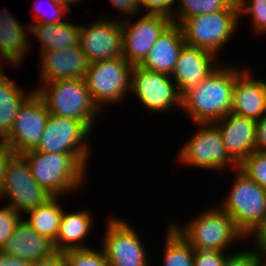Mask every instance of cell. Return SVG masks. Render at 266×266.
Segmentation results:
<instances>
[{"label": "cell", "instance_id": "ab89813d", "mask_svg": "<svg viewBox=\"0 0 266 266\" xmlns=\"http://www.w3.org/2000/svg\"><path fill=\"white\" fill-rule=\"evenodd\" d=\"M256 151L266 153V114L257 121Z\"/></svg>", "mask_w": 266, "mask_h": 266}, {"label": "cell", "instance_id": "ffe728a7", "mask_svg": "<svg viewBox=\"0 0 266 266\" xmlns=\"http://www.w3.org/2000/svg\"><path fill=\"white\" fill-rule=\"evenodd\" d=\"M247 68L235 81L231 112L260 120L266 114V82Z\"/></svg>", "mask_w": 266, "mask_h": 266}, {"label": "cell", "instance_id": "4316f807", "mask_svg": "<svg viewBox=\"0 0 266 266\" xmlns=\"http://www.w3.org/2000/svg\"><path fill=\"white\" fill-rule=\"evenodd\" d=\"M162 266H194L193 247L170 224L165 234Z\"/></svg>", "mask_w": 266, "mask_h": 266}, {"label": "cell", "instance_id": "7bdbcfd3", "mask_svg": "<svg viewBox=\"0 0 266 266\" xmlns=\"http://www.w3.org/2000/svg\"><path fill=\"white\" fill-rule=\"evenodd\" d=\"M59 5H62L65 7L68 11H71L70 5H73L74 3H79L80 0H54Z\"/></svg>", "mask_w": 266, "mask_h": 266}, {"label": "cell", "instance_id": "8fae6325", "mask_svg": "<svg viewBox=\"0 0 266 266\" xmlns=\"http://www.w3.org/2000/svg\"><path fill=\"white\" fill-rule=\"evenodd\" d=\"M171 75L133 66L130 91L149 112H167L171 107L182 108V96ZM174 105V106H173Z\"/></svg>", "mask_w": 266, "mask_h": 266}, {"label": "cell", "instance_id": "60d3db41", "mask_svg": "<svg viewBox=\"0 0 266 266\" xmlns=\"http://www.w3.org/2000/svg\"><path fill=\"white\" fill-rule=\"evenodd\" d=\"M32 263L21 258L8 255L0 250V266H31Z\"/></svg>", "mask_w": 266, "mask_h": 266}, {"label": "cell", "instance_id": "9a60e30c", "mask_svg": "<svg viewBox=\"0 0 266 266\" xmlns=\"http://www.w3.org/2000/svg\"><path fill=\"white\" fill-rule=\"evenodd\" d=\"M104 17L80 25L79 45L89 63L123 56L121 20Z\"/></svg>", "mask_w": 266, "mask_h": 266}, {"label": "cell", "instance_id": "7c38bea8", "mask_svg": "<svg viewBox=\"0 0 266 266\" xmlns=\"http://www.w3.org/2000/svg\"><path fill=\"white\" fill-rule=\"evenodd\" d=\"M103 252L111 266H149L141 238L126 220L109 217Z\"/></svg>", "mask_w": 266, "mask_h": 266}, {"label": "cell", "instance_id": "f6af8a7d", "mask_svg": "<svg viewBox=\"0 0 266 266\" xmlns=\"http://www.w3.org/2000/svg\"><path fill=\"white\" fill-rule=\"evenodd\" d=\"M4 142V138L0 135V145Z\"/></svg>", "mask_w": 266, "mask_h": 266}, {"label": "cell", "instance_id": "8d00e7d4", "mask_svg": "<svg viewBox=\"0 0 266 266\" xmlns=\"http://www.w3.org/2000/svg\"><path fill=\"white\" fill-rule=\"evenodd\" d=\"M250 236L255 237L253 248L259 252L266 251V215L245 238L248 239Z\"/></svg>", "mask_w": 266, "mask_h": 266}, {"label": "cell", "instance_id": "d6986e66", "mask_svg": "<svg viewBox=\"0 0 266 266\" xmlns=\"http://www.w3.org/2000/svg\"><path fill=\"white\" fill-rule=\"evenodd\" d=\"M1 251L31 263L51 258L57 253L54 242L37 233L24 218L17 224Z\"/></svg>", "mask_w": 266, "mask_h": 266}, {"label": "cell", "instance_id": "d4e9b609", "mask_svg": "<svg viewBox=\"0 0 266 266\" xmlns=\"http://www.w3.org/2000/svg\"><path fill=\"white\" fill-rule=\"evenodd\" d=\"M2 68L0 66V135L5 139L12 130L20 105L30 94L9 79Z\"/></svg>", "mask_w": 266, "mask_h": 266}, {"label": "cell", "instance_id": "f35d334b", "mask_svg": "<svg viewBox=\"0 0 266 266\" xmlns=\"http://www.w3.org/2000/svg\"><path fill=\"white\" fill-rule=\"evenodd\" d=\"M15 154L12 147L5 141L0 145V187L4 180L6 167L10 158Z\"/></svg>", "mask_w": 266, "mask_h": 266}, {"label": "cell", "instance_id": "603a6c76", "mask_svg": "<svg viewBox=\"0 0 266 266\" xmlns=\"http://www.w3.org/2000/svg\"><path fill=\"white\" fill-rule=\"evenodd\" d=\"M93 215L88 210L76 212H63L57 238L54 246L57 252L62 253L69 249L89 248L82 244L90 234L93 226Z\"/></svg>", "mask_w": 266, "mask_h": 266}, {"label": "cell", "instance_id": "277c9868", "mask_svg": "<svg viewBox=\"0 0 266 266\" xmlns=\"http://www.w3.org/2000/svg\"><path fill=\"white\" fill-rule=\"evenodd\" d=\"M217 205L200 212L182 228L170 223L194 250L227 251L231 243L244 240L232 218Z\"/></svg>", "mask_w": 266, "mask_h": 266}, {"label": "cell", "instance_id": "4fadbf2b", "mask_svg": "<svg viewBox=\"0 0 266 266\" xmlns=\"http://www.w3.org/2000/svg\"><path fill=\"white\" fill-rule=\"evenodd\" d=\"M29 93L18 109L10 134L4 139L17 154L37 146L50 115L43 98L36 91Z\"/></svg>", "mask_w": 266, "mask_h": 266}, {"label": "cell", "instance_id": "4dcf8cb0", "mask_svg": "<svg viewBox=\"0 0 266 266\" xmlns=\"http://www.w3.org/2000/svg\"><path fill=\"white\" fill-rule=\"evenodd\" d=\"M239 17L249 14L254 32L266 34V0H236ZM243 13V14H242Z\"/></svg>", "mask_w": 266, "mask_h": 266}, {"label": "cell", "instance_id": "6da1fadb", "mask_svg": "<svg viewBox=\"0 0 266 266\" xmlns=\"http://www.w3.org/2000/svg\"><path fill=\"white\" fill-rule=\"evenodd\" d=\"M221 65L182 96L181 109L194 124L215 123L231 113L235 81L245 70L225 63Z\"/></svg>", "mask_w": 266, "mask_h": 266}, {"label": "cell", "instance_id": "1f68e13d", "mask_svg": "<svg viewBox=\"0 0 266 266\" xmlns=\"http://www.w3.org/2000/svg\"><path fill=\"white\" fill-rule=\"evenodd\" d=\"M0 208V250L12 236L15 227L23 218L20 213L11 206L4 204Z\"/></svg>", "mask_w": 266, "mask_h": 266}, {"label": "cell", "instance_id": "d590c367", "mask_svg": "<svg viewBox=\"0 0 266 266\" xmlns=\"http://www.w3.org/2000/svg\"><path fill=\"white\" fill-rule=\"evenodd\" d=\"M138 3L140 8L143 6L147 10V14L164 15L173 20L175 0H138Z\"/></svg>", "mask_w": 266, "mask_h": 266}, {"label": "cell", "instance_id": "9c48e42d", "mask_svg": "<svg viewBox=\"0 0 266 266\" xmlns=\"http://www.w3.org/2000/svg\"><path fill=\"white\" fill-rule=\"evenodd\" d=\"M90 132L81 121L50 114L40 141L33 150L74 154L87 167L91 151L88 143Z\"/></svg>", "mask_w": 266, "mask_h": 266}, {"label": "cell", "instance_id": "7402d4cb", "mask_svg": "<svg viewBox=\"0 0 266 266\" xmlns=\"http://www.w3.org/2000/svg\"><path fill=\"white\" fill-rule=\"evenodd\" d=\"M23 27L22 23L20 24L8 11L0 13V62L3 58L4 62L14 67L24 62L30 51V39L27 35L30 34V28L29 25ZM2 65L1 62L0 66Z\"/></svg>", "mask_w": 266, "mask_h": 266}, {"label": "cell", "instance_id": "3957f363", "mask_svg": "<svg viewBox=\"0 0 266 266\" xmlns=\"http://www.w3.org/2000/svg\"><path fill=\"white\" fill-rule=\"evenodd\" d=\"M41 85L35 91L43 98L50 114L81 121L93 130L101 110L91 99L84 79H63Z\"/></svg>", "mask_w": 266, "mask_h": 266}, {"label": "cell", "instance_id": "ba28073f", "mask_svg": "<svg viewBox=\"0 0 266 266\" xmlns=\"http://www.w3.org/2000/svg\"><path fill=\"white\" fill-rule=\"evenodd\" d=\"M196 126L198 130L178 151L180 163L205 170H226L230 166L237 169L238 164L227 153L218 127L214 123H198Z\"/></svg>", "mask_w": 266, "mask_h": 266}, {"label": "cell", "instance_id": "f546056e", "mask_svg": "<svg viewBox=\"0 0 266 266\" xmlns=\"http://www.w3.org/2000/svg\"><path fill=\"white\" fill-rule=\"evenodd\" d=\"M238 169L266 190V153L254 151Z\"/></svg>", "mask_w": 266, "mask_h": 266}, {"label": "cell", "instance_id": "44dd1931", "mask_svg": "<svg viewBox=\"0 0 266 266\" xmlns=\"http://www.w3.org/2000/svg\"><path fill=\"white\" fill-rule=\"evenodd\" d=\"M185 44L181 26L172 23L160 35L139 66L150 71L171 75Z\"/></svg>", "mask_w": 266, "mask_h": 266}, {"label": "cell", "instance_id": "8992f818", "mask_svg": "<svg viewBox=\"0 0 266 266\" xmlns=\"http://www.w3.org/2000/svg\"><path fill=\"white\" fill-rule=\"evenodd\" d=\"M235 172L233 186L220 208L246 237L266 215V190L238 168Z\"/></svg>", "mask_w": 266, "mask_h": 266}, {"label": "cell", "instance_id": "83f0119b", "mask_svg": "<svg viewBox=\"0 0 266 266\" xmlns=\"http://www.w3.org/2000/svg\"><path fill=\"white\" fill-rule=\"evenodd\" d=\"M234 1L235 0H175V3L178 2V7L176 9L177 12L173 15V23L180 25L188 17L224 11Z\"/></svg>", "mask_w": 266, "mask_h": 266}, {"label": "cell", "instance_id": "e0dca14e", "mask_svg": "<svg viewBox=\"0 0 266 266\" xmlns=\"http://www.w3.org/2000/svg\"><path fill=\"white\" fill-rule=\"evenodd\" d=\"M216 57L208 50L187 44L183 46L171 74L181 96L191 88L198 86L220 65L215 63Z\"/></svg>", "mask_w": 266, "mask_h": 266}, {"label": "cell", "instance_id": "2e32d148", "mask_svg": "<svg viewBox=\"0 0 266 266\" xmlns=\"http://www.w3.org/2000/svg\"><path fill=\"white\" fill-rule=\"evenodd\" d=\"M214 124L227 153L238 165L256 151L257 120L231 112Z\"/></svg>", "mask_w": 266, "mask_h": 266}, {"label": "cell", "instance_id": "74e56055", "mask_svg": "<svg viewBox=\"0 0 266 266\" xmlns=\"http://www.w3.org/2000/svg\"><path fill=\"white\" fill-rule=\"evenodd\" d=\"M109 2L115 9H118L124 15L126 14L127 18L132 17L133 19L141 11L138 0H109Z\"/></svg>", "mask_w": 266, "mask_h": 266}, {"label": "cell", "instance_id": "30bf717a", "mask_svg": "<svg viewBox=\"0 0 266 266\" xmlns=\"http://www.w3.org/2000/svg\"><path fill=\"white\" fill-rule=\"evenodd\" d=\"M0 196L9 198L11 202L7 205L20 214H26L53 197L34 179L25 156L17 153L8 161Z\"/></svg>", "mask_w": 266, "mask_h": 266}, {"label": "cell", "instance_id": "f1b7e54d", "mask_svg": "<svg viewBox=\"0 0 266 266\" xmlns=\"http://www.w3.org/2000/svg\"><path fill=\"white\" fill-rule=\"evenodd\" d=\"M66 266H111L103 250L94 248L69 249L62 252Z\"/></svg>", "mask_w": 266, "mask_h": 266}, {"label": "cell", "instance_id": "ee69618b", "mask_svg": "<svg viewBox=\"0 0 266 266\" xmlns=\"http://www.w3.org/2000/svg\"><path fill=\"white\" fill-rule=\"evenodd\" d=\"M260 255H261V260H262L261 261V266H266V251L260 252Z\"/></svg>", "mask_w": 266, "mask_h": 266}, {"label": "cell", "instance_id": "5b68a950", "mask_svg": "<svg viewBox=\"0 0 266 266\" xmlns=\"http://www.w3.org/2000/svg\"><path fill=\"white\" fill-rule=\"evenodd\" d=\"M240 19L235 0L224 11L188 17L180 26L187 45L208 50L218 57L234 36Z\"/></svg>", "mask_w": 266, "mask_h": 266}, {"label": "cell", "instance_id": "7a4b0ae2", "mask_svg": "<svg viewBox=\"0 0 266 266\" xmlns=\"http://www.w3.org/2000/svg\"><path fill=\"white\" fill-rule=\"evenodd\" d=\"M38 184L52 196L82 188L87 168L74 154L29 150L23 153ZM83 182V183H82Z\"/></svg>", "mask_w": 266, "mask_h": 266}, {"label": "cell", "instance_id": "836d02e7", "mask_svg": "<svg viewBox=\"0 0 266 266\" xmlns=\"http://www.w3.org/2000/svg\"><path fill=\"white\" fill-rule=\"evenodd\" d=\"M261 255L255 248L228 254L224 266H261Z\"/></svg>", "mask_w": 266, "mask_h": 266}, {"label": "cell", "instance_id": "5bb4252c", "mask_svg": "<svg viewBox=\"0 0 266 266\" xmlns=\"http://www.w3.org/2000/svg\"><path fill=\"white\" fill-rule=\"evenodd\" d=\"M121 20L123 58L132 66L140 65L160 35L173 23L169 17L145 14L137 22Z\"/></svg>", "mask_w": 266, "mask_h": 266}, {"label": "cell", "instance_id": "e575fe53", "mask_svg": "<svg viewBox=\"0 0 266 266\" xmlns=\"http://www.w3.org/2000/svg\"><path fill=\"white\" fill-rule=\"evenodd\" d=\"M227 251L194 250V266H224Z\"/></svg>", "mask_w": 266, "mask_h": 266}, {"label": "cell", "instance_id": "ac0fdd59", "mask_svg": "<svg viewBox=\"0 0 266 266\" xmlns=\"http://www.w3.org/2000/svg\"><path fill=\"white\" fill-rule=\"evenodd\" d=\"M40 83L63 79H84L89 61L80 45L40 52Z\"/></svg>", "mask_w": 266, "mask_h": 266}, {"label": "cell", "instance_id": "b9f144b4", "mask_svg": "<svg viewBox=\"0 0 266 266\" xmlns=\"http://www.w3.org/2000/svg\"><path fill=\"white\" fill-rule=\"evenodd\" d=\"M31 266H66L62 253L57 252L53 257L33 262Z\"/></svg>", "mask_w": 266, "mask_h": 266}, {"label": "cell", "instance_id": "cb8c5ba5", "mask_svg": "<svg viewBox=\"0 0 266 266\" xmlns=\"http://www.w3.org/2000/svg\"><path fill=\"white\" fill-rule=\"evenodd\" d=\"M30 34L40 42V52L62 50L79 45L80 25L69 21L58 24L32 23Z\"/></svg>", "mask_w": 266, "mask_h": 266}, {"label": "cell", "instance_id": "52a82bcc", "mask_svg": "<svg viewBox=\"0 0 266 266\" xmlns=\"http://www.w3.org/2000/svg\"><path fill=\"white\" fill-rule=\"evenodd\" d=\"M132 67L123 57L89 64L84 81L91 99L100 110L107 103L124 102L130 92Z\"/></svg>", "mask_w": 266, "mask_h": 266}, {"label": "cell", "instance_id": "484cf974", "mask_svg": "<svg viewBox=\"0 0 266 266\" xmlns=\"http://www.w3.org/2000/svg\"><path fill=\"white\" fill-rule=\"evenodd\" d=\"M59 201V196H53L43 205H39L26 212L30 216V219L24 220L37 233L53 242L57 238L61 217L64 212Z\"/></svg>", "mask_w": 266, "mask_h": 266}, {"label": "cell", "instance_id": "d6a6232c", "mask_svg": "<svg viewBox=\"0 0 266 266\" xmlns=\"http://www.w3.org/2000/svg\"><path fill=\"white\" fill-rule=\"evenodd\" d=\"M35 7H34V13L35 15V21L37 19L36 22L38 23H43V24H58V23H64L65 21L63 20V16H65V14L70 13V11H68L65 7H63L62 5H59L58 3H56L54 0H46V3L49 2L50 3V11L46 10L47 12H44L43 10L45 9L42 5V7L40 6V4H42V0L39 4V1L35 0ZM47 3V4H49ZM46 5V4H45ZM47 7V6H46ZM44 8V9H43ZM42 10V11H41ZM41 11V12H40ZM43 12V13H42ZM62 18V19H61Z\"/></svg>", "mask_w": 266, "mask_h": 266}]
</instances>
